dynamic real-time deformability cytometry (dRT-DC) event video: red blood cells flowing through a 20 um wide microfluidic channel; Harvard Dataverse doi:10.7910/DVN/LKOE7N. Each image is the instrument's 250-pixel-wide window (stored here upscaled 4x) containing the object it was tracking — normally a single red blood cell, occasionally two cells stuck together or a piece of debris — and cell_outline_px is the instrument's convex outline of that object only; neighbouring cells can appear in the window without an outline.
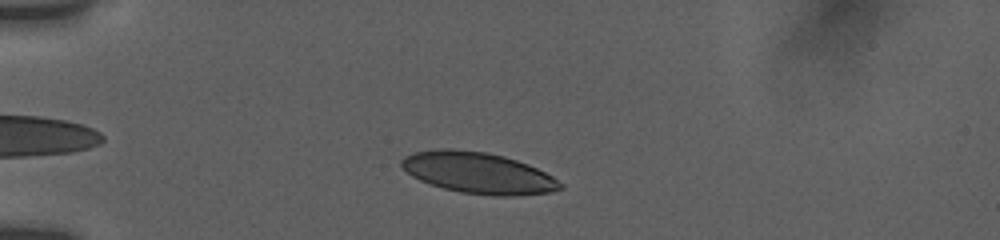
{"species": "human", "species_latin": "Homo sapiens", "temperature_condition": "room temperature", "stored_images_in_passage": 49, "camera_frame_rate_fps": 3000, "um_per_image_px": 0.085, "donor": {"sex": "female"}, "frame": {"image": 1, "passage_image": 14, "time_ms": 2.667, "image_size_px": [1000, 240], "cell_outline_px": [[564, 188], [548, 192], [512, 196], [496, 196], [460, 192], [444, 188], [420, 180], [412, 176], [400, 164], [400, 160], [404, 156], [412, 152], [440, 148], [452, 148], [484, 152], [504, 156], [528, 164], [552, 176], [564, 184]], "centroid_in_image_um": [40.64, 14.68], "position_along_channel_um": 44.4, "area_um2": 38.03}}
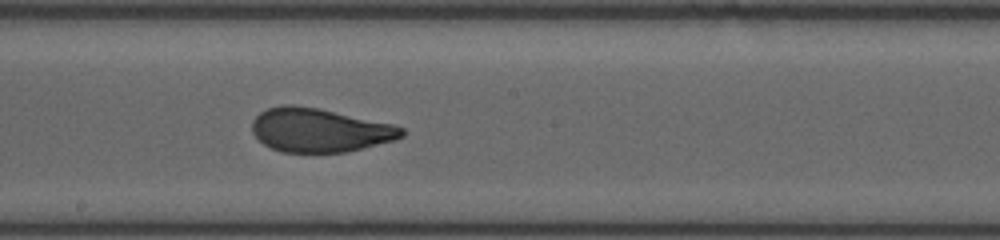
{"frame": {"image": 2, "passage_image": 31, "time_ms": 8.333, "image_size_px": [1000, 240], "cell_outline_px": [[404, 136], [392, 140], [344, 152], [280, 152], [264, 144], [252, 132], [252, 120], [260, 112], [268, 108], [288, 104], [292, 104], [316, 108], [392, 124], [404, 128]], "centroid_in_image_um": [27.12, 11.06], "position_along_channel_um": 221.1, "area_um2": 37.57}}
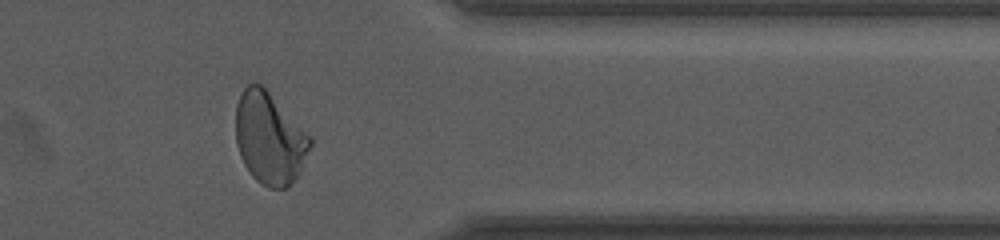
{"frame": {"image": 3, "passage_image": 45, "time_ms": 13.0, "image_size_px": [1000, 240], "cell_outline_px": [[312, 144], [300, 172], [288, 188], [268, 188], [260, 184], [252, 176], [244, 164], [240, 156], [236, 144], [236, 104], [244, 88], [248, 84], [260, 84], [312, 136]], "centroid_in_image_um": [22.92, 11.79], "position_along_channel_um": 388.5, "area_um2": 39.77}, "authors_computed_cell_mechanics": {"area_um2": 37.9746, "velocity_mm_per_s": 3.7877, "shape_relaxation_time_tau1_ms": 8.327, "shape_relaxation_time_tau2_ms": 0.6309, "deformation_change_tau1": 0.2481, "deformation_change_tau2": 0.0747}}